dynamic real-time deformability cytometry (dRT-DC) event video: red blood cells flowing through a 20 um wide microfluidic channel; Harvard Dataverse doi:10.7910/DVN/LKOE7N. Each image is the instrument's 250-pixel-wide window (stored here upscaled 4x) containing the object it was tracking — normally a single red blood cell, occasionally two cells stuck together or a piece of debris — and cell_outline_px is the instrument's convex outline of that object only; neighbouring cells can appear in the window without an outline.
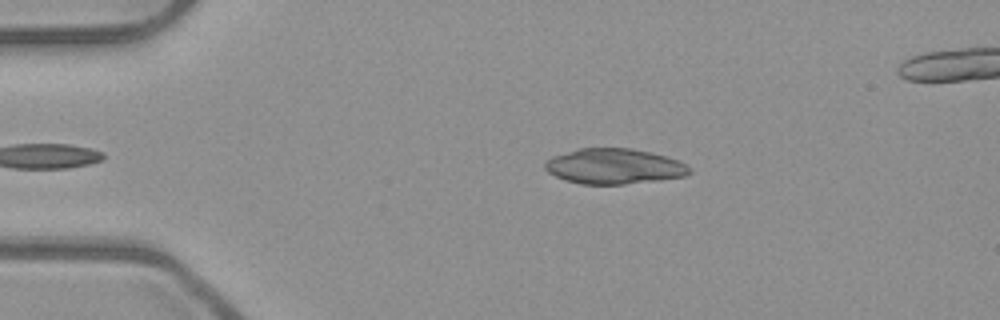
{"species": "common noctule bat (a hibernating species)", "species_latin": "Nyctalus noctula", "temperature_condition": "room temperature", "stored_images_in_passage": 39, "camera_frame_rate_fps": 3000, "um_per_image_px": 0.085, "animal": {"sex": "male", "body_mass_g": 23.1, "forearm_length_mm": 52.7}, "frame": {"image": 1, "passage_image": 4, "time_ms": 1.0, "image_size_px": [1000, 320], "cell_outline_px": [[692, 172], [684, 176], [656, 180], [624, 184], [580, 184], [564, 180], [548, 172], [544, 168], [544, 164], [552, 156], [580, 148], [632, 148], [664, 156], [676, 160], [692, 168]], "centroid_in_image_um": [52.17, 14.14], "position_along_channel_um": 32.8, "area_um2": 29.54}}